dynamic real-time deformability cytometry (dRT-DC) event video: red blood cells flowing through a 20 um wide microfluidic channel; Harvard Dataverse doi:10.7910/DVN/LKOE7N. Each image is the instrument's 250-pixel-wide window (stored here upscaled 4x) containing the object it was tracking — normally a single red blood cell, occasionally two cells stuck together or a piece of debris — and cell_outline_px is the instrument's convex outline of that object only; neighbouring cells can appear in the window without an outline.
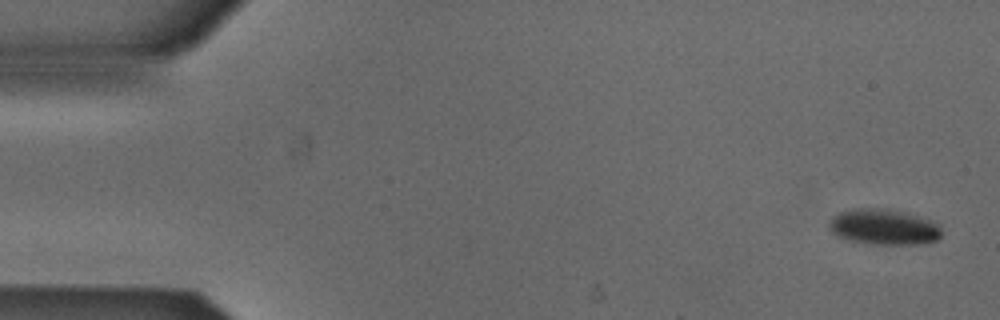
{"species": "Egyptian fruit bat (a non-hibernating species)", "species_latin": "Rousettus aegyptiacus", "temperature_condition": "cold", "stored_images_in_passage": 6, "camera_frame_rate_fps": 3000, "um_per_image_px": 0.085, "animal": {"sex": "male"}, "frame": {"image": 1, "passage_image": 1, "time_ms": 0.0, "image_size_px": [1000, 320], "cell_outline_px": [[940, 236], [936, 240], [916, 244], [872, 244], [852, 240], [836, 236], [828, 228], [828, 224], [832, 216], [840, 212], [856, 208], [888, 208], [932, 220], [940, 224]], "centroid_in_image_um": [75.1, 19.28], "position_along_channel_um": 9.9, "area_um2": 23.35}}
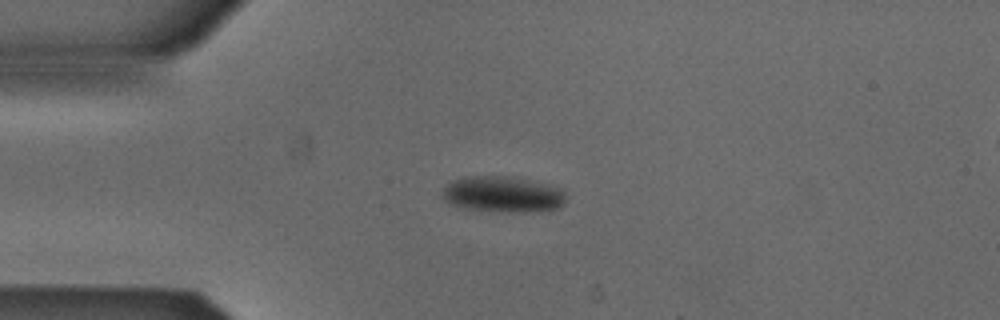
{"frame": {"image": 2, "passage_image": 4, "time_ms": 1.0, "image_size_px": [1000, 320], "cell_outline_px": [[564, 204], [556, 208], [540, 212], [508, 212], [464, 208], [452, 204], [444, 200], [440, 196], [444, 188], [452, 180], [464, 176], [512, 176], [564, 188]], "centroid_in_image_um": [42.74, 16.51], "position_along_channel_um": 42.3, "area_um2": 26.18}}
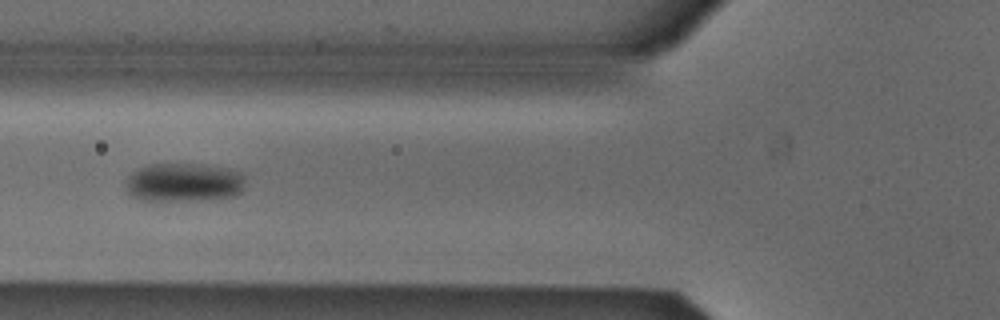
{"frame": {"image": 3, "passage_image": 6, "time_ms": 1.667, "image_size_px": [1000, 320], "cell_outline_px": [[244, 180], [240, 192], [236, 196], [196, 200], [144, 200], [132, 196], [128, 192], [128, 176], [132, 172], [148, 164], [204, 164], [228, 168], [244, 172]], "centroid_in_image_um": [15.67, 15.49], "position_along_channel_um": 110.1, "area_um2": 26.88}}